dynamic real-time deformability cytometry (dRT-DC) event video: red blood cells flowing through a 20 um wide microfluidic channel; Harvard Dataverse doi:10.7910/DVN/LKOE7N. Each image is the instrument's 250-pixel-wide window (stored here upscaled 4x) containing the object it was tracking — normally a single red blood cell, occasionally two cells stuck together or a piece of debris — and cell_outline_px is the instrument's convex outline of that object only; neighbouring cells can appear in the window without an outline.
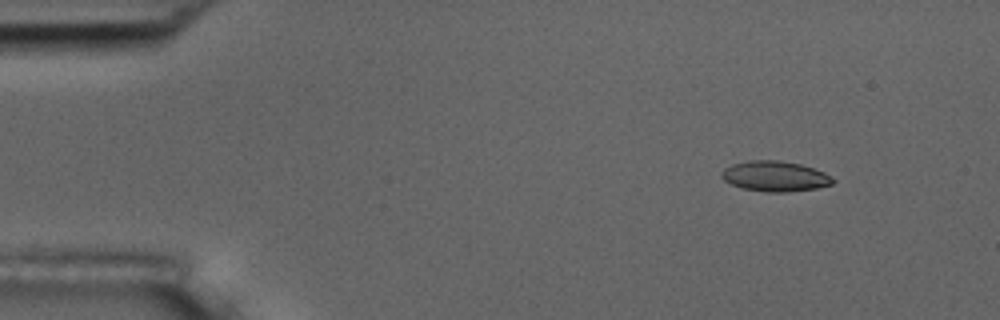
{"species": "common noctule bat (a hibernating species)", "species_latin": "Nyctalus noctula", "temperature_condition": "room temperature", "stored_images_in_passage": 8, "camera_frame_rate_fps": 3000, "um_per_image_px": 0.085, "animal": {"sex": "male", "body_mass_g": 17.5, "forearm_length_mm": 52.3}, "frame": {"image": 1, "passage_image": 2, "time_ms": 1.0, "image_size_px": [1000, 320], "cell_outline_px": [[836, 180], [832, 184], [816, 188], [788, 192], [764, 192], [744, 188], [732, 184], [724, 180], [720, 176], [720, 172], [724, 168], [732, 164], [748, 160], [780, 160], [800, 164], [824, 172]], "centroid_in_image_um": [65.86, 14.97], "position_along_channel_um": 19.1, "area_um2": 19.71}}
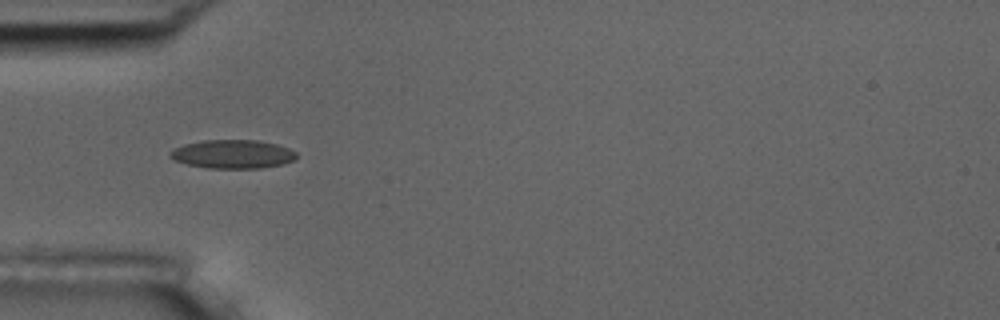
{"frame": {"image": 2, "passage_image": 5, "time_ms": 4.667, "image_size_px": [1000, 320], "cell_outline_px": [[296, 160], [284, 164], [260, 168], [208, 168], [188, 164], [172, 160], [168, 156], [168, 152], [172, 148], [184, 144], [204, 140], [256, 140], [276, 144], [288, 148], [296, 152]], "centroid_in_image_um": [19.74, 13.1], "position_along_channel_um": 65.3, "area_um2": 21.27}}
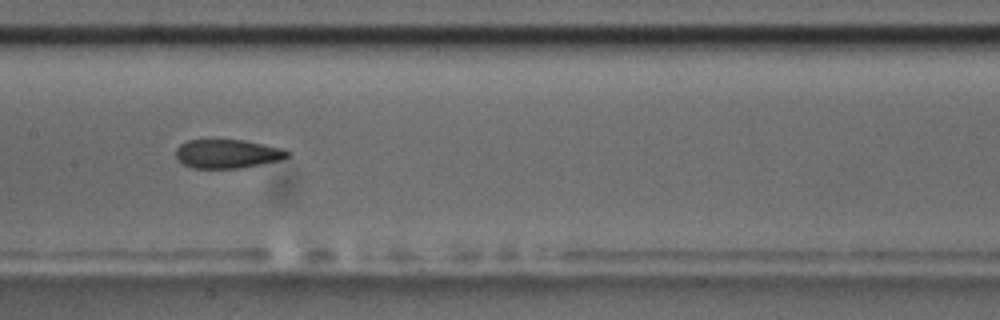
{"frame": {"image": 3, "passage_image": 8, "time_ms": 8.0, "image_size_px": [1000, 320], "cell_outline_px": [[292, 152], [288, 156], [280, 160], [240, 168], [196, 168], [184, 164], [176, 156], [176, 148], [180, 144], [188, 140], [244, 140], [284, 148]], "centroid_in_image_um": [19.37, 13.06], "position_along_channel_um": 188.0, "area_um2": 18.67}}